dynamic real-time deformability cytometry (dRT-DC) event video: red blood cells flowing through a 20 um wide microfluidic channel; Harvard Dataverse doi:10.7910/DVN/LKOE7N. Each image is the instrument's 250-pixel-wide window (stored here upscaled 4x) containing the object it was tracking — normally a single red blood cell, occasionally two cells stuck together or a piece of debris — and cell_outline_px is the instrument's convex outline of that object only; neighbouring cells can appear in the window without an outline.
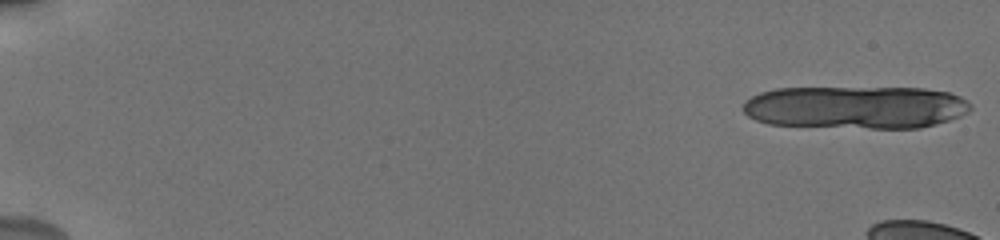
{"species": "human", "species_latin": "Homo sapiens", "temperature_condition": "cold", "stored_images_in_passage": 13, "camera_frame_rate_fps": 3000, "um_per_image_px": 0.085, "donor": {"sex": "male"}, "frame": {"image": 1, "passage_image": 1, "time_ms": 0.0, "image_size_px": [1000, 240], "cell_outline_px": [[972, 108], [968, 112], [960, 116], [936, 124], [920, 128], [868, 128], [768, 124], [756, 120], [748, 116], [740, 108], [744, 100], [760, 92], [776, 88], [924, 88], [948, 92], [960, 96], [968, 100], [972, 104]], "centroid_in_image_um": [72.73, 9.11], "position_along_channel_um": 12.3, "area_um2": 57.16}}